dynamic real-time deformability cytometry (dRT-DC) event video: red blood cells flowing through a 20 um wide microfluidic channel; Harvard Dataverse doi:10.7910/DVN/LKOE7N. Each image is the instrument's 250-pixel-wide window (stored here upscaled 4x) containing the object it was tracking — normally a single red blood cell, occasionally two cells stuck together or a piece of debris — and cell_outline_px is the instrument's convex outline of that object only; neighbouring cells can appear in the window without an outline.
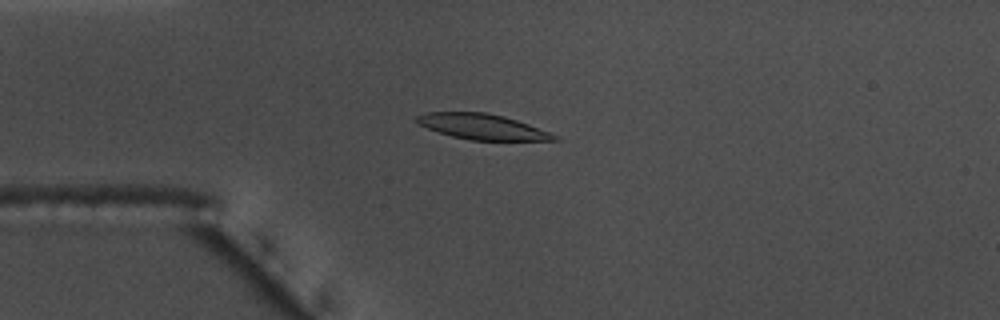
{"species": "common noctule bat (a hibernating species)", "species_latin": "Nyctalus noctula", "temperature_condition": "warm", "stored_images_in_passage": 55, "camera_frame_rate_fps": 3000, "um_per_image_px": 0.085, "animal": {"sex": "male", "body_mass_g": 17.5, "forearm_length_mm": 52.3}, "frame": {"image": 1, "passage_image": 13, "time_ms": 4.0, "image_size_px": [1000, 320], "cell_outline_px": [[560, 140], [472, 140], [452, 136], [428, 128], [420, 124], [416, 120], [416, 116], [428, 112], [484, 112], [504, 116], [528, 124], [548, 132], [556, 136]], "centroid_in_image_um": [40.98, 10.76], "position_along_channel_um": 44.0, "area_um2": 19.94}}
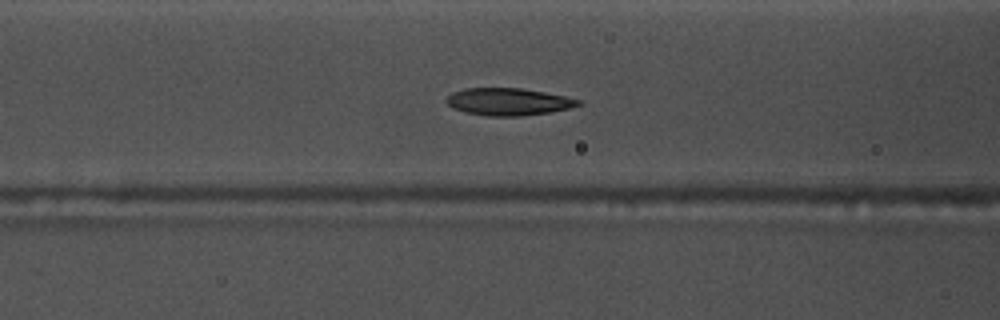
{"frame": {"image": 2, "passage_image": 21, "time_ms": 6.667, "image_size_px": [1000, 320], "cell_outline_px": [[580, 104], [568, 108], [548, 112], [520, 116], [484, 116], [464, 112], [452, 108], [444, 100], [452, 92], [464, 88], [520, 88], [544, 92], [564, 96], [580, 100]], "centroid_in_image_um": [43.13, 8.64], "position_along_channel_um": 123.5, "area_um2": 20.87}}
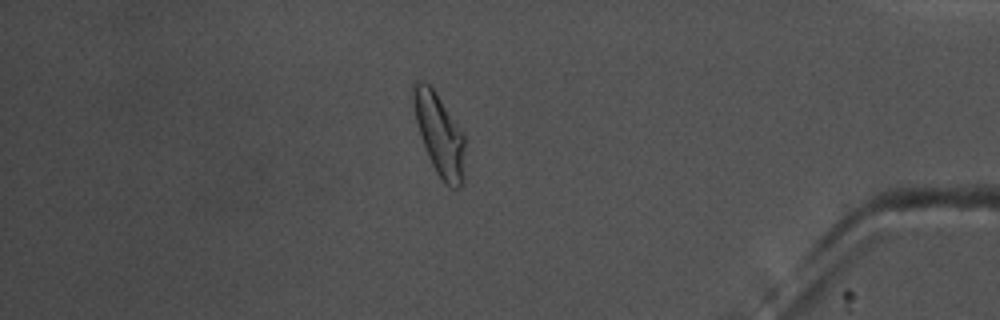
{"frame": {"image": 3, "passage_image": 47, "time_ms": 15.333, "image_size_px": [1000, 320], "cell_outline_px": [[464, 184], [460, 188], [448, 188], [444, 184], [436, 172], [428, 156], [416, 120], [412, 104], [412, 84], [416, 80], [420, 80], [428, 84], [432, 88], [464, 136]], "centroid_in_image_um": [37.34, 11.49], "position_along_channel_um": 397.9, "area_um2": 24.22}, "authors_computed_cell_mechanics": {"area_um2": 21.5016, "velocity_mm_per_s": 3.6239, "shape_relaxation_time_tau1_ms": 4.4058, "shape_relaxation_time_tau2_ms": 2.4125, "deformation_change_tau1": 0.1454, "deformation_change_tau2": 0.0794}}